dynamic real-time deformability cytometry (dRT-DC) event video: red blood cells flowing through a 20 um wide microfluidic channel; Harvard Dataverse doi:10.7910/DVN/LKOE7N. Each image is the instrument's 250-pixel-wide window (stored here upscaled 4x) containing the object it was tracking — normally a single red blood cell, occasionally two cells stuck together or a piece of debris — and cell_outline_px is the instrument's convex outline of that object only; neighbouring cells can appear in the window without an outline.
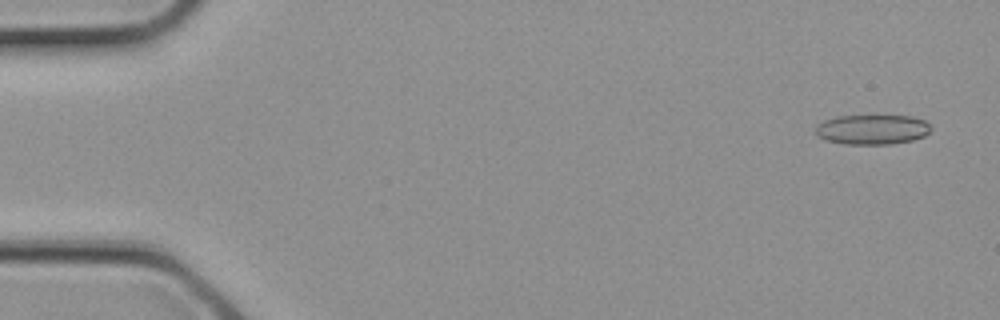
{"species": "common noctule bat (a hibernating species)", "species_latin": "Nyctalus noctula", "temperature_condition": "cold", "stored_images_in_passage": 3, "camera_frame_rate_fps": 3000, "um_per_image_px": 0.085, "animal": {"sex": "female", "body_mass_g": 21.9}, "frame": {"image": 1, "passage_image": 1, "time_ms": 0.0, "image_size_px": [1000, 320], "cell_outline_px": [[932, 128], [924, 136], [912, 140], [892, 144], [844, 144], [824, 140], [816, 132], [816, 124], [824, 120], [836, 116], [912, 116], [924, 120]], "centroid_in_image_um": [74.13, 11.01], "position_along_channel_um": 10.9, "area_um2": 20.06}}
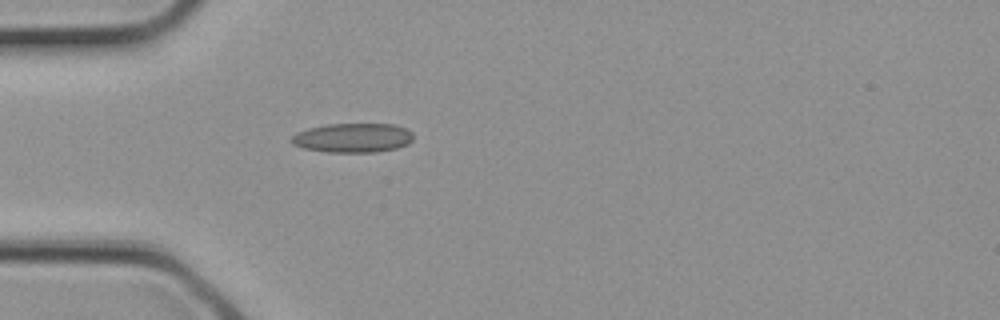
{"frame": {"image": 2, "passage_image": 3, "time_ms": 0.667, "image_size_px": [1000, 320], "cell_outline_px": [[412, 140], [408, 144], [396, 148], [376, 152], [328, 152], [304, 148], [292, 144], [288, 140], [296, 132], [308, 128], [328, 124], [392, 124], [404, 128], [412, 132]], "centroid_in_image_um": [29.95, 11.71], "position_along_channel_um": 55.1, "area_um2": 20.81}}